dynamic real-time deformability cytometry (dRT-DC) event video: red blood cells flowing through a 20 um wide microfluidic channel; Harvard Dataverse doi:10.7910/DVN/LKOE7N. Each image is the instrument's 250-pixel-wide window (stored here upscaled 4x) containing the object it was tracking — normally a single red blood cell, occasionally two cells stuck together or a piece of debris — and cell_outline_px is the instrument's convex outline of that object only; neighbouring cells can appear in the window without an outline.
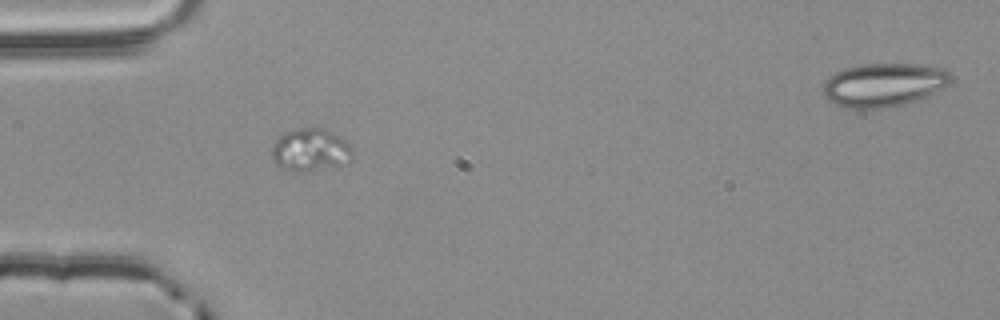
{"species": "common noctule bat (a hibernating species)", "species_latin": "Nyctalus noctula", "temperature_condition": "room temperature", "stored_images_in_passage": 5, "segment_of_instrument_passage": [1, 2], "camera_frame_rate_fps": 3000, "um_per_image_px": 0.085, "animal": {"sex": "male", "body_mass_g": 20.4}, "frame": {"image": 1, "passage_image": 4, "time_ms": 1.0, "image_size_px": [1000, 320], "cell_outline_px": [[352, 156], [340, 164], [292, 172], [276, 164], [272, 156], [272, 148], [276, 140], [284, 132], [296, 128], [324, 128], [340, 136], [352, 148]], "centroid_in_image_um": [26.34, 12.69], "position_along_channel_um": 58.7, "area_um2": 19.42}}